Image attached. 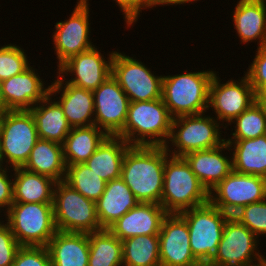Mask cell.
<instances>
[{
	"label": "cell",
	"instance_id": "cell-1",
	"mask_svg": "<svg viewBox=\"0 0 266 266\" xmlns=\"http://www.w3.org/2000/svg\"><path fill=\"white\" fill-rule=\"evenodd\" d=\"M162 146H130L122 163L121 178L139 203L161 205L165 160Z\"/></svg>",
	"mask_w": 266,
	"mask_h": 266
},
{
	"label": "cell",
	"instance_id": "cell-2",
	"mask_svg": "<svg viewBox=\"0 0 266 266\" xmlns=\"http://www.w3.org/2000/svg\"><path fill=\"white\" fill-rule=\"evenodd\" d=\"M173 117L162 98L130 102L122 132L130 146H162L168 142Z\"/></svg>",
	"mask_w": 266,
	"mask_h": 266
},
{
	"label": "cell",
	"instance_id": "cell-3",
	"mask_svg": "<svg viewBox=\"0 0 266 266\" xmlns=\"http://www.w3.org/2000/svg\"><path fill=\"white\" fill-rule=\"evenodd\" d=\"M186 72L163 76L162 100L173 118L209 109V88L216 71Z\"/></svg>",
	"mask_w": 266,
	"mask_h": 266
},
{
	"label": "cell",
	"instance_id": "cell-4",
	"mask_svg": "<svg viewBox=\"0 0 266 266\" xmlns=\"http://www.w3.org/2000/svg\"><path fill=\"white\" fill-rule=\"evenodd\" d=\"M209 202L202 185L184 157L169 155L165 160L161 205L167 213H180Z\"/></svg>",
	"mask_w": 266,
	"mask_h": 266
},
{
	"label": "cell",
	"instance_id": "cell-5",
	"mask_svg": "<svg viewBox=\"0 0 266 266\" xmlns=\"http://www.w3.org/2000/svg\"><path fill=\"white\" fill-rule=\"evenodd\" d=\"M221 126L224 128L222 123L211 115H205V112L173 118L170 136L164 147L175 157H184L193 151L218 147L225 142V138L221 137Z\"/></svg>",
	"mask_w": 266,
	"mask_h": 266
},
{
	"label": "cell",
	"instance_id": "cell-6",
	"mask_svg": "<svg viewBox=\"0 0 266 266\" xmlns=\"http://www.w3.org/2000/svg\"><path fill=\"white\" fill-rule=\"evenodd\" d=\"M38 139L35 119L30 110H5L0 113L1 165L22 167Z\"/></svg>",
	"mask_w": 266,
	"mask_h": 266
},
{
	"label": "cell",
	"instance_id": "cell-7",
	"mask_svg": "<svg viewBox=\"0 0 266 266\" xmlns=\"http://www.w3.org/2000/svg\"><path fill=\"white\" fill-rule=\"evenodd\" d=\"M4 215L20 246L47 247L57 232L53 203L13 202Z\"/></svg>",
	"mask_w": 266,
	"mask_h": 266
},
{
	"label": "cell",
	"instance_id": "cell-8",
	"mask_svg": "<svg viewBox=\"0 0 266 266\" xmlns=\"http://www.w3.org/2000/svg\"><path fill=\"white\" fill-rule=\"evenodd\" d=\"M53 212L57 231L92 233L103 230L98 222L96 202L64 180L54 186Z\"/></svg>",
	"mask_w": 266,
	"mask_h": 266
},
{
	"label": "cell",
	"instance_id": "cell-9",
	"mask_svg": "<svg viewBox=\"0 0 266 266\" xmlns=\"http://www.w3.org/2000/svg\"><path fill=\"white\" fill-rule=\"evenodd\" d=\"M186 221L190 236V247L195 259L201 263L211 261L221 241L228 214L206 204L179 213Z\"/></svg>",
	"mask_w": 266,
	"mask_h": 266
},
{
	"label": "cell",
	"instance_id": "cell-10",
	"mask_svg": "<svg viewBox=\"0 0 266 266\" xmlns=\"http://www.w3.org/2000/svg\"><path fill=\"white\" fill-rule=\"evenodd\" d=\"M258 239L245 225L229 216L211 261L226 266H266V257L257 248L260 244Z\"/></svg>",
	"mask_w": 266,
	"mask_h": 266
},
{
	"label": "cell",
	"instance_id": "cell-11",
	"mask_svg": "<svg viewBox=\"0 0 266 266\" xmlns=\"http://www.w3.org/2000/svg\"><path fill=\"white\" fill-rule=\"evenodd\" d=\"M111 75L126 93L130 102L162 98L163 75L155 76L142 61L115 51Z\"/></svg>",
	"mask_w": 266,
	"mask_h": 266
},
{
	"label": "cell",
	"instance_id": "cell-12",
	"mask_svg": "<svg viewBox=\"0 0 266 266\" xmlns=\"http://www.w3.org/2000/svg\"><path fill=\"white\" fill-rule=\"evenodd\" d=\"M266 198V178L232 170L209 192V201L229 216Z\"/></svg>",
	"mask_w": 266,
	"mask_h": 266
},
{
	"label": "cell",
	"instance_id": "cell-13",
	"mask_svg": "<svg viewBox=\"0 0 266 266\" xmlns=\"http://www.w3.org/2000/svg\"><path fill=\"white\" fill-rule=\"evenodd\" d=\"M255 101L257 96L245 74L237 81L231 78L226 83H221L220 77L215 72L210 83L208 107L215 112L214 118L225 124L224 129Z\"/></svg>",
	"mask_w": 266,
	"mask_h": 266
},
{
	"label": "cell",
	"instance_id": "cell-14",
	"mask_svg": "<svg viewBox=\"0 0 266 266\" xmlns=\"http://www.w3.org/2000/svg\"><path fill=\"white\" fill-rule=\"evenodd\" d=\"M69 19L55 24L52 40L57 56V69L70 57L94 47L90 39L88 0H77Z\"/></svg>",
	"mask_w": 266,
	"mask_h": 266
},
{
	"label": "cell",
	"instance_id": "cell-15",
	"mask_svg": "<svg viewBox=\"0 0 266 266\" xmlns=\"http://www.w3.org/2000/svg\"><path fill=\"white\" fill-rule=\"evenodd\" d=\"M94 95V125L108 136H118L126 123L129 98L118 82L110 75Z\"/></svg>",
	"mask_w": 266,
	"mask_h": 266
},
{
	"label": "cell",
	"instance_id": "cell-16",
	"mask_svg": "<svg viewBox=\"0 0 266 266\" xmlns=\"http://www.w3.org/2000/svg\"><path fill=\"white\" fill-rule=\"evenodd\" d=\"M114 53L115 51L110 52L105 59L100 50L94 46L70 57L58 68L56 73L60 74L67 83L94 91L111 75ZM68 74L74 77L66 79Z\"/></svg>",
	"mask_w": 266,
	"mask_h": 266
},
{
	"label": "cell",
	"instance_id": "cell-17",
	"mask_svg": "<svg viewBox=\"0 0 266 266\" xmlns=\"http://www.w3.org/2000/svg\"><path fill=\"white\" fill-rule=\"evenodd\" d=\"M158 236L161 266H197L187 223L179 213H168L163 218Z\"/></svg>",
	"mask_w": 266,
	"mask_h": 266
},
{
	"label": "cell",
	"instance_id": "cell-18",
	"mask_svg": "<svg viewBox=\"0 0 266 266\" xmlns=\"http://www.w3.org/2000/svg\"><path fill=\"white\" fill-rule=\"evenodd\" d=\"M35 68L29 66L22 73L0 82L2 111L30 110L42 101L50 90V84L45 87Z\"/></svg>",
	"mask_w": 266,
	"mask_h": 266
},
{
	"label": "cell",
	"instance_id": "cell-19",
	"mask_svg": "<svg viewBox=\"0 0 266 266\" xmlns=\"http://www.w3.org/2000/svg\"><path fill=\"white\" fill-rule=\"evenodd\" d=\"M57 75L50 85L49 94L54 98L61 92L56 101L62 107L68 124L71 127L94 125L93 91L67 83L60 74Z\"/></svg>",
	"mask_w": 266,
	"mask_h": 266
},
{
	"label": "cell",
	"instance_id": "cell-20",
	"mask_svg": "<svg viewBox=\"0 0 266 266\" xmlns=\"http://www.w3.org/2000/svg\"><path fill=\"white\" fill-rule=\"evenodd\" d=\"M168 213L157 203H138L108 230L123 241L138 235H159L163 218Z\"/></svg>",
	"mask_w": 266,
	"mask_h": 266
},
{
	"label": "cell",
	"instance_id": "cell-21",
	"mask_svg": "<svg viewBox=\"0 0 266 266\" xmlns=\"http://www.w3.org/2000/svg\"><path fill=\"white\" fill-rule=\"evenodd\" d=\"M224 150L232 152L226 141L218 147L193 151L184 156L208 192L233 170L232 157L223 154Z\"/></svg>",
	"mask_w": 266,
	"mask_h": 266
},
{
	"label": "cell",
	"instance_id": "cell-22",
	"mask_svg": "<svg viewBox=\"0 0 266 266\" xmlns=\"http://www.w3.org/2000/svg\"><path fill=\"white\" fill-rule=\"evenodd\" d=\"M234 29L240 43L256 42L266 46V4L254 0H238L234 7Z\"/></svg>",
	"mask_w": 266,
	"mask_h": 266
},
{
	"label": "cell",
	"instance_id": "cell-23",
	"mask_svg": "<svg viewBox=\"0 0 266 266\" xmlns=\"http://www.w3.org/2000/svg\"><path fill=\"white\" fill-rule=\"evenodd\" d=\"M139 202L123 179L106 183L105 191L96 201V214L102 229H108Z\"/></svg>",
	"mask_w": 266,
	"mask_h": 266
},
{
	"label": "cell",
	"instance_id": "cell-24",
	"mask_svg": "<svg viewBox=\"0 0 266 266\" xmlns=\"http://www.w3.org/2000/svg\"><path fill=\"white\" fill-rule=\"evenodd\" d=\"M47 248L51 266H88V233L57 231Z\"/></svg>",
	"mask_w": 266,
	"mask_h": 266
},
{
	"label": "cell",
	"instance_id": "cell-25",
	"mask_svg": "<svg viewBox=\"0 0 266 266\" xmlns=\"http://www.w3.org/2000/svg\"><path fill=\"white\" fill-rule=\"evenodd\" d=\"M30 111L35 119L38 137L63 145L72 127L56 99L48 94Z\"/></svg>",
	"mask_w": 266,
	"mask_h": 266
},
{
	"label": "cell",
	"instance_id": "cell-26",
	"mask_svg": "<svg viewBox=\"0 0 266 266\" xmlns=\"http://www.w3.org/2000/svg\"><path fill=\"white\" fill-rule=\"evenodd\" d=\"M225 141L233 149L231 157L234 171L266 178V135Z\"/></svg>",
	"mask_w": 266,
	"mask_h": 266
},
{
	"label": "cell",
	"instance_id": "cell-27",
	"mask_svg": "<svg viewBox=\"0 0 266 266\" xmlns=\"http://www.w3.org/2000/svg\"><path fill=\"white\" fill-rule=\"evenodd\" d=\"M22 167L27 171L48 176L56 182L63 181L67 169L63 145L39 138Z\"/></svg>",
	"mask_w": 266,
	"mask_h": 266
},
{
	"label": "cell",
	"instance_id": "cell-28",
	"mask_svg": "<svg viewBox=\"0 0 266 266\" xmlns=\"http://www.w3.org/2000/svg\"><path fill=\"white\" fill-rule=\"evenodd\" d=\"M11 171H14L13 202L53 203L55 180L23 167L11 168Z\"/></svg>",
	"mask_w": 266,
	"mask_h": 266
},
{
	"label": "cell",
	"instance_id": "cell-29",
	"mask_svg": "<svg viewBox=\"0 0 266 266\" xmlns=\"http://www.w3.org/2000/svg\"><path fill=\"white\" fill-rule=\"evenodd\" d=\"M129 147L123 138L108 136L85 164L106 182L120 178L124 156Z\"/></svg>",
	"mask_w": 266,
	"mask_h": 266
},
{
	"label": "cell",
	"instance_id": "cell-30",
	"mask_svg": "<svg viewBox=\"0 0 266 266\" xmlns=\"http://www.w3.org/2000/svg\"><path fill=\"white\" fill-rule=\"evenodd\" d=\"M107 137L96 125L72 127L63 143L66 166L85 163Z\"/></svg>",
	"mask_w": 266,
	"mask_h": 266
},
{
	"label": "cell",
	"instance_id": "cell-31",
	"mask_svg": "<svg viewBox=\"0 0 266 266\" xmlns=\"http://www.w3.org/2000/svg\"><path fill=\"white\" fill-rule=\"evenodd\" d=\"M123 266H161L158 235H138L122 241Z\"/></svg>",
	"mask_w": 266,
	"mask_h": 266
},
{
	"label": "cell",
	"instance_id": "cell-32",
	"mask_svg": "<svg viewBox=\"0 0 266 266\" xmlns=\"http://www.w3.org/2000/svg\"><path fill=\"white\" fill-rule=\"evenodd\" d=\"M88 266H123L122 241L108 229L88 233Z\"/></svg>",
	"mask_w": 266,
	"mask_h": 266
},
{
	"label": "cell",
	"instance_id": "cell-33",
	"mask_svg": "<svg viewBox=\"0 0 266 266\" xmlns=\"http://www.w3.org/2000/svg\"><path fill=\"white\" fill-rule=\"evenodd\" d=\"M64 181L94 202L103 194L107 183L85 163L67 166Z\"/></svg>",
	"mask_w": 266,
	"mask_h": 266
},
{
	"label": "cell",
	"instance_id": "cell-34",
	"mask_svg": "<svg viewBox=\"0 0 266 266\" xmlns=\"http://www.w3.org/2000/svg\"><path fill=\"white\" fill-rule=\"evenodd\" d=\"M235 125L233 137L225 140L254 139L266 135V114L263 107L255 101L248 109L238 115L229 126Z\"/></svg>",
	"mask_w": 266,
	"mask_h": 266
},
{
	"label": "cell",
	"instance_id": "cell-35",
	"mask_svg": "<svg viewBox=\"0 0 266 266\" xmlns=\"http://www.w3.org/2000/svg\"><path fill=\"white\" fill-rule=\"evenodd\" d=\"M25 51L16 44L0 46V82L22 73L30 66Z\"/></svg>",
	"mask_w": 266,
	"mask_h": 266
},
{
	"label": "cell",
	"instance_id": "cell-36",
	"mask_svg": "<svg viewBox=\"0 0 266 266\" xmlns=\"http://www.w3.org/2000/svg\"><path fill=\"white\" fill-rule=\"evenodd\" d=\"M257 237L266 235V198L241 208L233 215Z\"/></svg>",
	"mask_w": 266,
	"mask_h": 266
},
{
	"label": "cell",
	"instance_id": "cell-37",
	"mask_svg": "<svg viewBox=\"0 0 266 266\" xmlns=\"http://www.w3.org/2000/svg\"><path fill=\"white\" fill-rule=\"evenodd\" d=\"M12 266H51L48 248L42 246H20Z\"/></svg>",
	"mask_w": 266,
	"mask_h": 266
},
{
	"label": "cell",
	"instance_id": "cell-38",
	"mask_svg": "<svg viewBox=\"0 0 266 266\" xmlns=\"http://www.w3.org/2000/svg\"><path fill=\"white\" fill-rule=\"evenodd\" d=\"M255 55L245 75L257 96L266 91V46L257 48Z\"/></svg>",
	"mask_w": 266,
	"mask_h": 266
},
{
	"label": "cell",
	"instance_id": "cell-39",
	"mask_svg": "<svg viewBox=\"0 0 266 266\" xmlns=\"http://www.w3.org/2000/svg\"><path fill=\"white\" fill-rule=\"evenodd\" d=\"M4 222L0 220V266H12L20 245Z\"/></svg>",
	"mask_w": 266,
	"mask_h": 266
},
{
	"label": "cell",
	"instance_id": "cell-40",
	"mask_svg": "<svg viewBox=\"0 0 266 266\" xmlns=\"http://www.w3.org/2000/svg\"><path fill=\"white\" fill-rule=\"evenodd\" d=\"M123 12V19L127 28L133 26L140 16L142 10L149 9L148 0H114ZM134 23V24H133Z\"/></svg>",
	"mask_w": 266,
	"mask_h": 266
},
{
	"label": "cell",
	"instance_id": "cell-41",
	"mask_svg": "<svg viewBox=\"0 0 266 266\" xmlns=\"http://www.w3.org/2000/svg\"><path fill=\"white\" fill-rule=\"evenodd\" d=\"M8 172H11L10 167L0 165V213L4 210L3 213H6L13 203V174Z\"/></svg>",
	"mask_w": 266,
	"mask_h": 266
},
{
	"label": "cell",
	"instance_id": "cell-42",
	"mask_svg": "<svg viewBox=\"0 0 266 266\" xmlns=\"http://www.w3.org/2000/svg\"><path fill=\"white\" fill-rule=\"evenodd\" d=\"M197 2L199 0H148V6L153 9V7L158 6H169V5H181L185 3Z\"/></svg>",
	"mask_w": 266,
	"mask_h": 266
},
{
	"label": "cell",
	"instance_id": "cell-43",
	"mask_svg": "<svg viewBox=\"0 0 266 266\" xmlns=\"http://www.w3.org/2000/svg\"><path fill=\"white\" fill-rule=\"evenodd\" d=\"M257 101L263 107L266 114V91L257 95Z\"/></svg>",
	"mask_w": 266,
	"mask_h": 266
},
{
	"label": "cell",
	"instance_id": "cell-44",
	"mask_svg": "<svg viewBox=\"0 0 266 266\" xmlns=\"http://www.w3.org/2000/svg\"><path fill=\"white\" fill-rule=\"evenodd\" d=\"M197 266H226V265H219V264L213 263L212 261H204V262L198 263Z\"/></svg>",
	"mask_w": 266,
	"mask_h": 266
},
{
	"label": "cell",
	"instance_id": "cell-45",
	"mask_svg": "<svg viewBox=\"0 0 266 266\" xmlns=\"http://www.w3.org/2000/svg\"><path fill=\"white\" fill-rule=\"evenodd\" d=\"M2 112V98H1V85H0V113Z\"/></svg>",
	"mask_w": 266,
	"mask_h": 266
},
{
	"label": "cell",
	"instance_id": "cell-46",
	"mask_svg": "<svg viewBox=\"0 0 266 266\" xmlns=\"http://www.w3.org/2000/svg\"><path fill=\"white\" fill-rule=\"evenodd\" d=\"M254 1L261 2V3L266 4V0H254Z\"/></svg>",
	"mask_w": 266,
	"mask_h": 266
}]
</instances>
